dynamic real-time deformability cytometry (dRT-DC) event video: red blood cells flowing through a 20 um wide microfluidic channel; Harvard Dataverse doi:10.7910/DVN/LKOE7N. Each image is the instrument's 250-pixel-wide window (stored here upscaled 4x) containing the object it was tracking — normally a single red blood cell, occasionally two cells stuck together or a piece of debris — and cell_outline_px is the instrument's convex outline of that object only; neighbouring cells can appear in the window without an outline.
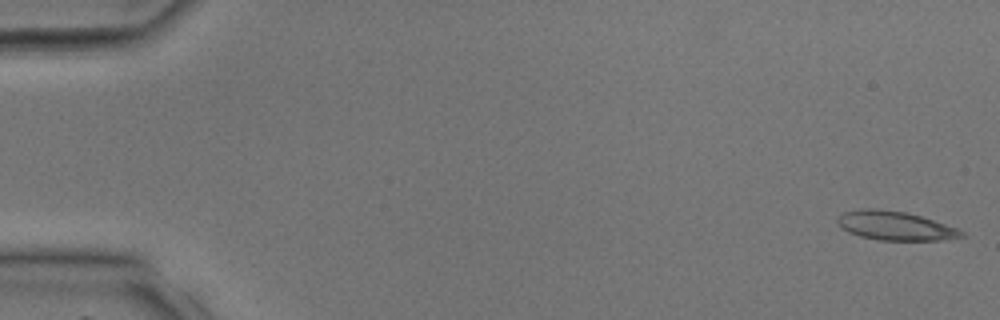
{"species": "common noctule bat (a hibernating species)", "species_latin": "Nyctalus noctula", "temperature_condition": "room temperature", "stored_images_in_passage": 39, "camera_frame_rate_fps": 3000, "um_per_image_px": 0.085, "animal": {"sex": "male", "body_mass_g": 17.9, "forearm_length_mm": 54.2}, "frame": {"image": 1, "passage_image": 1, "time_ms": 0.0, "image_size_px": [1000, 320], "cell_outline_px": [[964, 236], [940, 240], [880, 240], [860, 236], [848, 232], [840, 228], [836, 220], [836, 216], [844, 212], [864, 208], [876, 208], [904, 212], [920, 216], [956, 228], [964, 232]], "centroid_in_image_um": [76.01, 19.18], "position_along_channel_um": 9.0, "area_um2": 20.75}}
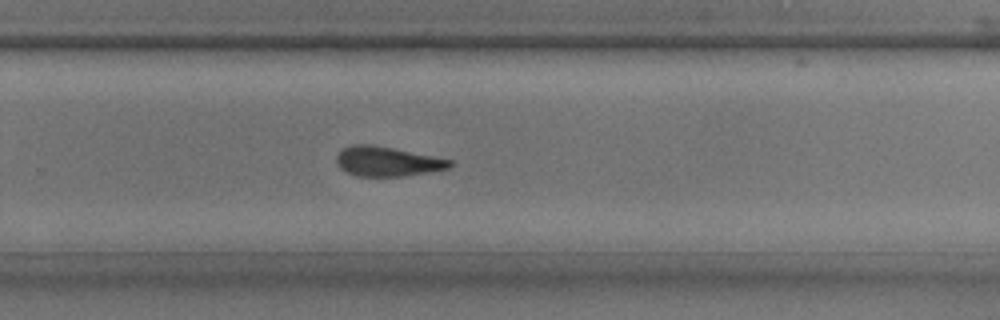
{"frame": {"image": 2, "passage_image": 26, "time_ms": 8.333, "image_size_px": [1000, 320], "cell_outline_px": [[452, 164], [448, 168], [404, 176], [356, 176], [340, 168], [336, 160], [336, 156], [344, 148], [352, 144], [372, 144], [452, 160]], "centroid_in_image_um": [32.88, 13.72], "position_along_channel_um": 296.9, "area_um2": 19.25}}
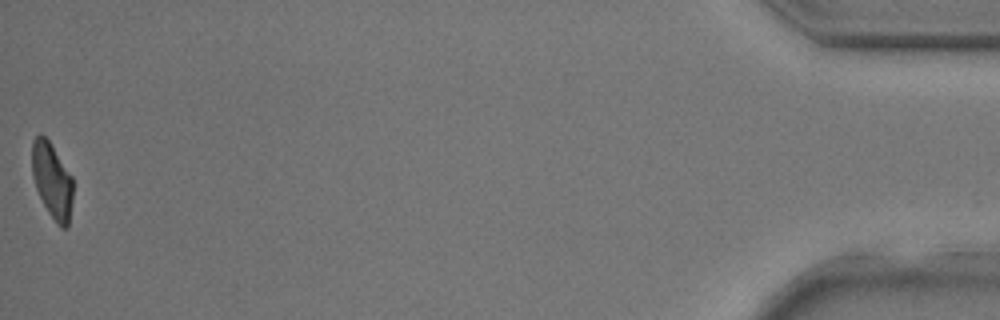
{"frame": {"image": 3, "passage_image": 39, "time_ms": 12.667, "image_size_px": [1000, 320], "cell_outline_px": [[72, 200], [68, 228], [60, 228], [56, 224], [48, 212], [36, 188], [32, 176], [32, 140], [40, 132], [48, 140], [72, 176]], "centroid_in_image_um": [4.42, 15.36], "position_along_channel_um": 430.8, "area_um2": 17.98}}